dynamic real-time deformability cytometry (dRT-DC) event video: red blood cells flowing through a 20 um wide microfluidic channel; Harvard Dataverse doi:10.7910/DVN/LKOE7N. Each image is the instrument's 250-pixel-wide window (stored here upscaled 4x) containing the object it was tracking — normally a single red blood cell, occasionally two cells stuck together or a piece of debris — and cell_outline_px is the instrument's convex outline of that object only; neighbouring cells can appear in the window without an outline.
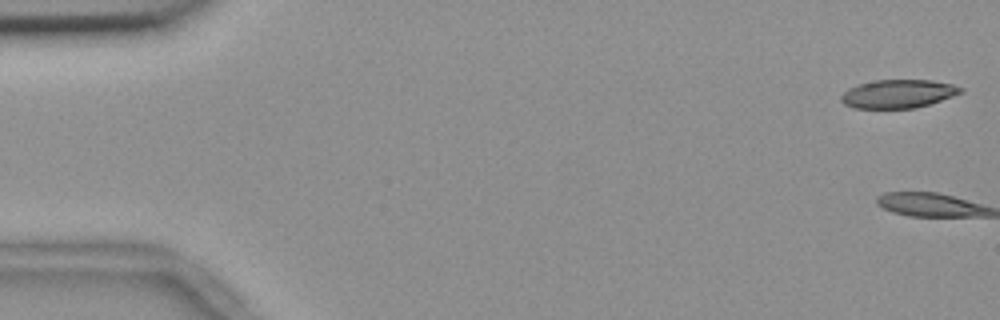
{"species": "common noctule bat (a hibernating species)", "species_latin": "Nyctalus noctula", "temperature_condition": "room temperature", "stored_images_in_passage": 2, "camera_frame_rate_fps": 3000, "um_per_image_px": 0.085, "animal": {"sex": "female", "body_mass_g": 18.4}, "frame": {"image": 1, "passage_image": 1, "time_ms": 0.0, "image_size_px": [1000, 320], "cell_outline_px": [[964, 92], [928, 104], [912, 108], [852, 108], [844, 104], [840, 100], [840, 96], [848, 88], [856, 84], [876, 80], [932, 80], [952, 84], [964, 88]], "centroid_in_image_um": [76.31, 7.96], "position_along_channel_um": 8.7, "area_um2": 19.83}}